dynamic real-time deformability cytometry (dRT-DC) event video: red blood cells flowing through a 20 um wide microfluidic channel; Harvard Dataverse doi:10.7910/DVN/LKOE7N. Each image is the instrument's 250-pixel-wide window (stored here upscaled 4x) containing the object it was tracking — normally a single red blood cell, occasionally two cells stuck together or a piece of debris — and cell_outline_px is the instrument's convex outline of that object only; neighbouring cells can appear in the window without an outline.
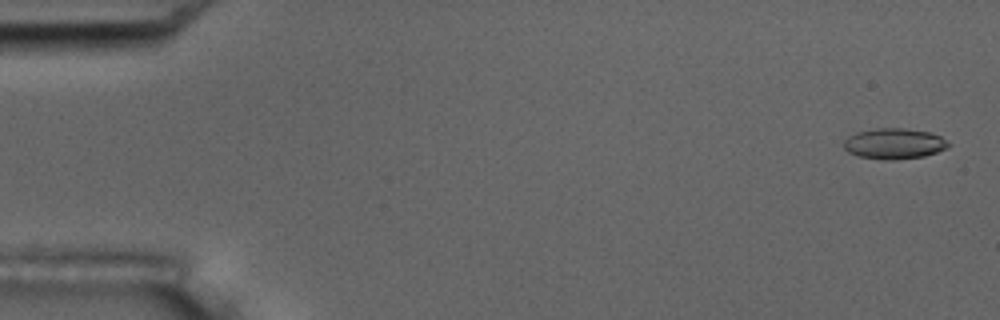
{"species": "common noctule bat (a hibernating species)", "species_latin": "Nyctalus noctula", "temperature_condition": "room temperature", "stored_images_in_passage": 4, "camera_frame_rate_fps": 3000, "um_per_image_px": 0.085, "animal": {"sex": "male", "body_mass_g": 17.5, "forearm_length_mm": 52.3}, "frame": {"image": 1, "passage_image": 1, "time_ms": 0.0, "image_size_px": [1000, 320], "cell_outline_px": [[952, 144], [948, 148], [924, 156], [892, 160], [888, 160], [856, 156], [848, 152], [844, 148], [844, 140], [848, 136], [856, 132], [876, 128], [904, 128], [928, 132], [940, 136]], "centroid_in_image_um": [76.0, 12.21], "position_along_channel_um": 9.0, "area_um2": 18.79}}